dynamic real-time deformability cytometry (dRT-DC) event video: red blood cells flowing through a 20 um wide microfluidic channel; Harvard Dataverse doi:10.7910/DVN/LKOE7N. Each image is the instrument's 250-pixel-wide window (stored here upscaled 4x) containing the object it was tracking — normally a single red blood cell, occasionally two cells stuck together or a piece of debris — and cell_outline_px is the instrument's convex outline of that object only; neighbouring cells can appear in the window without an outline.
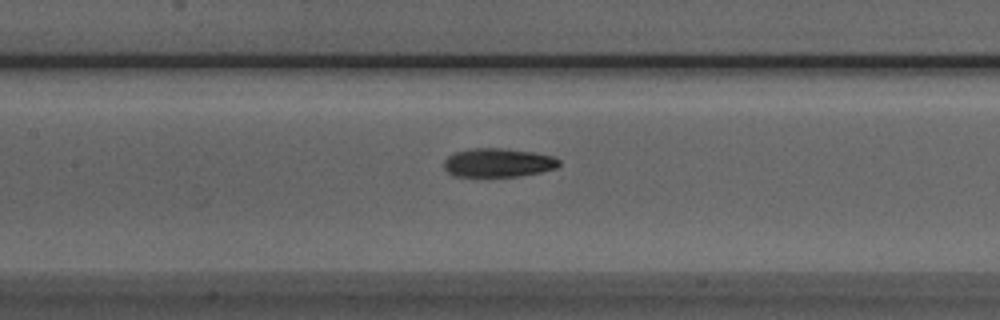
{"species": "Egyptian fruit bat (a non-hibernating species)", "species_latin": "Rousettus aegyptiacus", "temperature_condition": "room temperature", "stored_images_in_passage": 37, "camera_frame_rate_fps": 3000, "um_per_image_px": 0.085, "animal": {"sex": "male"}, "frame": {"image": 1, "passage_image": 13, "time_ms": 4.0, "image_size_px": [1000, 320], "cell_outline_px": [[560, 164], [556, 168], [540, 172], [520, 176], [452, 176], [444, 168], [444, 160], [452, 152], [472, 148], [500, 148], [532, 152], [552, 156], [560, 160]], "centroid_in_image_um": [42.3, 13.82], "position_along_channel_um": 165.1, "area_um2": 19.31}}
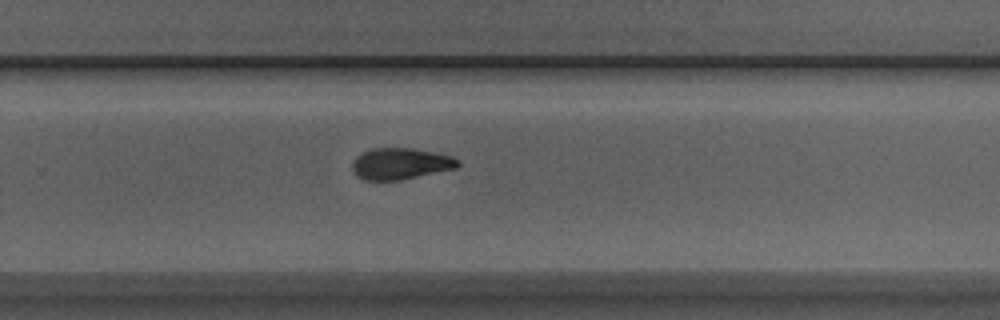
{"frame": {"image": 2, "passage_image": 23, "time_ms": 7.333, "image_size_px": [1000, 320], "cell_outline_px": [[460, 164], [456, 168], [400, 180], [364, 180], [356, 176], [352, 168], [352, 164], [356, 156], [372, 148], [412, 148], [452, 156], [460, 160]], "centroid_in_image_um": [34.03, 13.91], "position_along_channel_um": 295.8, "area_um2": 19.25}}
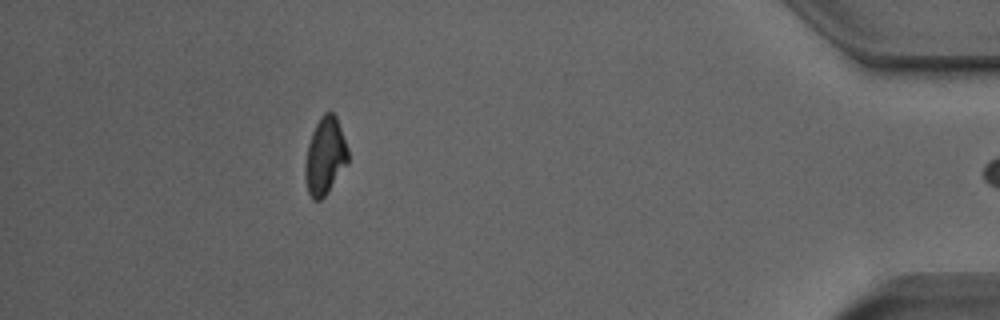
{"frame": {"image": 3, "passage_image": 36, "time_ms": 11.667, "image_size_px": [1000, 320], "cell_outline_px": [[348, 160], [328, 192], [320, 200], [312, 200], [308, 192], [304, 176], [304, 168], [308, 144], [312, 132], [320, 116], [324, 112], [332, 112], [336, 116], [348, 148]], "centroid_in_image_um": [27.61, 13.26], "position_along_channel_um": 407.6, "area_um2": 19.13}, "authors_computed_cell_mechanics": {"area_um2": 19.5942, "velocity_mm_per_s": 3.9398, "shape_relaxation_time_tau1_ms": 4.9168, "shape_relaxation_time_tau2_ms": 3.4461, "deformation_change_tau1": 0.1717, "deformation_change_tau2": 0.101}}